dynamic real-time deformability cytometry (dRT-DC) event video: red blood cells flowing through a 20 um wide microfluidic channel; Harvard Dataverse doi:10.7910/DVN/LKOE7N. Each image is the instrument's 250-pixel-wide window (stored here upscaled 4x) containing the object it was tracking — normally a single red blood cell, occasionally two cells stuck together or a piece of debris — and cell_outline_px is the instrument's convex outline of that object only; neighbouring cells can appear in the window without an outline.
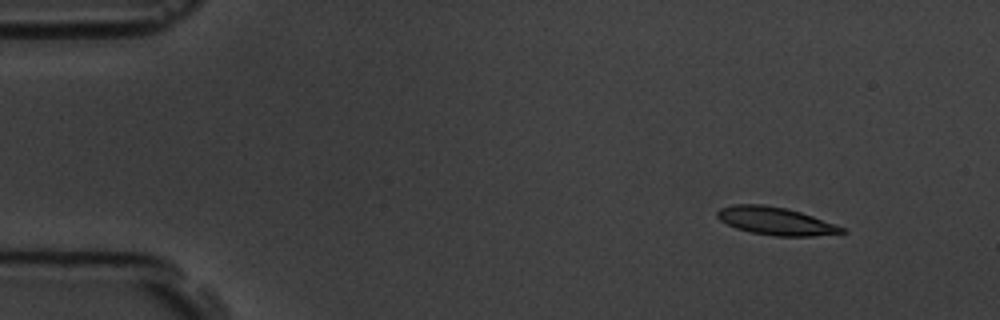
{"species": "common noctule bat (a hibernating species)", "species_latin": "Nyctalus noctula", "temperature_condition": "room temperature", "stored_images_in_passage": 5, "camera_frame_rate_fps": 3000, "um_per_image_px": 0.085, "animal": {"sex": "male", "body_mass_g": 19.5, "forearm_length_mm": 54.6}, "frame": {"image": 1, "passage_image": 2, "time_ms": 1.333, "image_size_px": [1000, 320], "cell_outline_px": [[848, 232], [812, 236], [776, 236], [752, 232], [736, 228], [720, 220], [716, 216], [716, 212], [720, 208], [732, 204], [764, 204], [784, 208], [800, 212], [836, 224], [844, 228]], "centroid_in_image_um": [65.91, 18.78], "position_along_channel_um": 19.1, "area_um2": 20.06}}
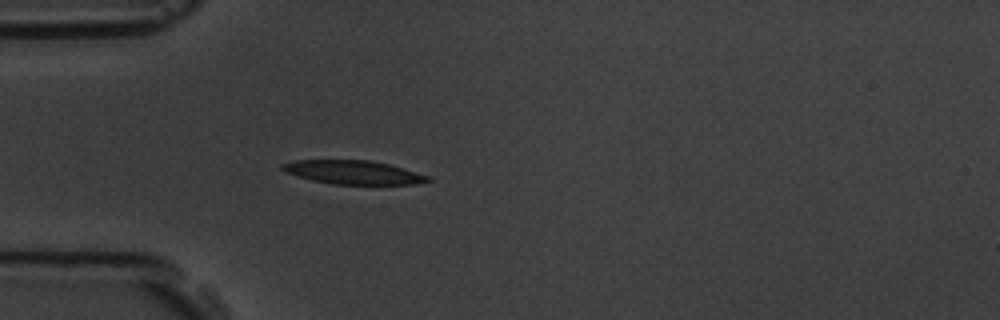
{"frame": {"image": 2, "passage_image": 5, "time_ms": 4.667, "image_size_px": [1000, 320], "cell_outline_px": [[432, 180], [412, 184], [332, 184], [312, 180], [284, 172], [280, 168], [280, 164], [292, 160], [368, 160], [388, 164], [428, 176]], "centroid_in_image_um": [29.93, 14.64], "position_along_channel_um": 55.1, "area_um2": 19.88}}